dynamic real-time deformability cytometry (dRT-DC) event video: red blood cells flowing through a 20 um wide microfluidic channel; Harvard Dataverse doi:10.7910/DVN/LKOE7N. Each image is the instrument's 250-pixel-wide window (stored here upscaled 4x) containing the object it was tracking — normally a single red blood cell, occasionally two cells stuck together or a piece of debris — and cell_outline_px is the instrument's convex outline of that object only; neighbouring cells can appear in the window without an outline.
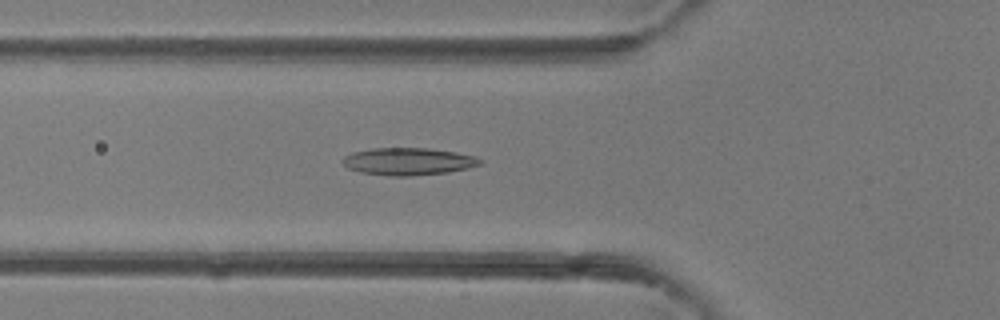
{"species": "common noctule bat (a hibernating species)", "species_latin": "Nyctalus noctula", "temperature_condition": "room temperature", "stored_images_in_passage": 42, "camera_frame_rate_fps": 3000, "um_per_image_px": 0.085, "animal": {"sex": "female"}, "frame": {"image": 1, "passage_image": 15, "time_ms": 4.667, "image_size_px": [1000, 320], "cell_outline_px": [[480, 164], [468, 168], [448, 172], [412, 176], [388, 176], [360, 172], [348, 168], [340, 160], [344, 156], [352, 152], [372, 148], [428, 148], [456, 152], [476, 156], [480, 160]], "centroid_in_image_um": [34.67, 13.72], "position_along_channel_um": 91.1, "area_um2": 21.96}}
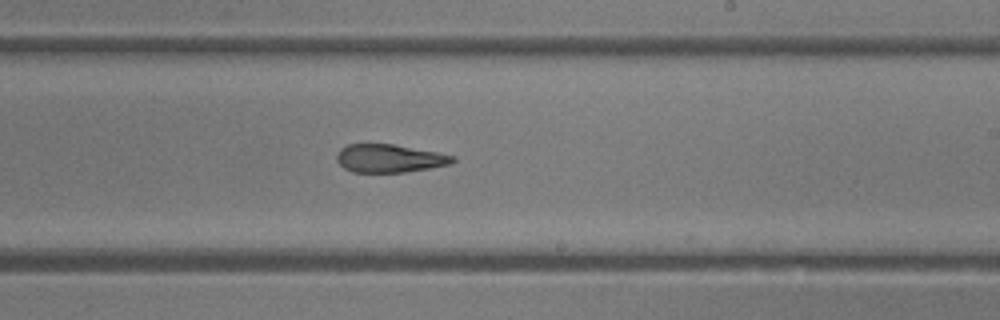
{"frame": {"image": 2, "passage_image": 25, "time_ms": 8.0, "image_size_px": [1000, 320], "cell_outline_px": [[456, 160], [452, 164], [404, 172], [352, 172], [344, 168], [336, 160], [336, 156], [340, 148], [348, 144], [392, 144], [436, 152], [456, 156]], "centroid_in_image_um": [33.09, 13.46], "position_along_channel_um": 255.9, "area_um2": 18.96}}
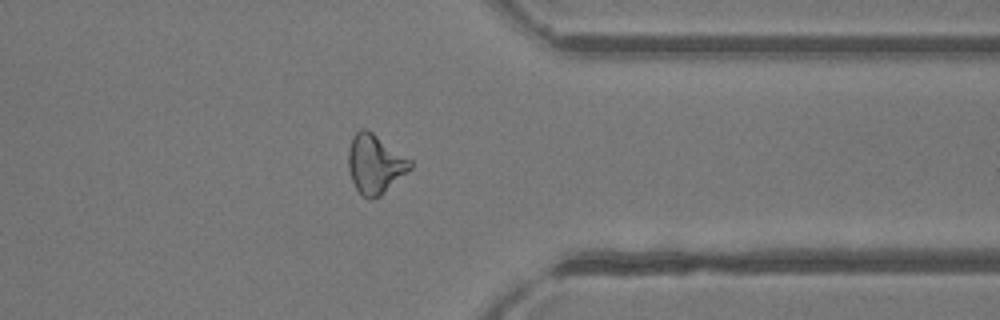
{"frame": {"image": 3, "passage_image": 33, "time_ms": 10.667, "image_size_px": [1000, 320], "cell_outline_px": [[412, 168], [408, 172], [380, 196], [368, 200], [356, 188], [352, 180], [348, 168], [348, 148], [352, 136], [360, 128], [364, 128], [372, 132], [412, 160]], "centroid_in_image_um": [31.87, 13.93], "position_along_channel_um": 379.5, "area_um2": 21.33}}